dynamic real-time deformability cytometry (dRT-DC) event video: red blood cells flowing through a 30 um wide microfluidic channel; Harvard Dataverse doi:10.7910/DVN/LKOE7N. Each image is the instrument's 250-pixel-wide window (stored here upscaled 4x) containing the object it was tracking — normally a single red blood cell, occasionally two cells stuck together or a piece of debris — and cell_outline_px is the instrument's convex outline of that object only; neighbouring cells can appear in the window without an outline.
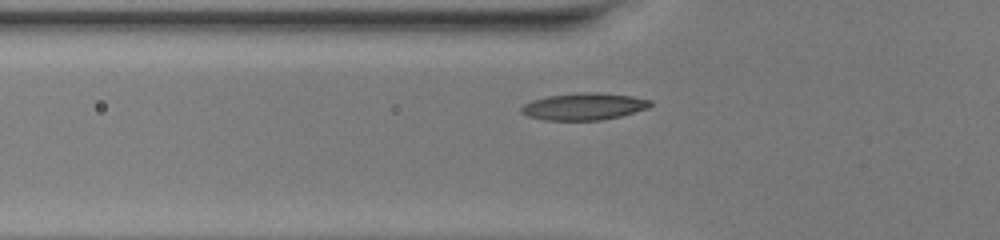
{"species": "common noctule bat (a hibernating species)", "species_latin": "Nyctalus noctula", "temperature_condition": "warm", "stored_images_in_passage": 40, "camera_frame_rate_fps": 3000, "um_per_image_px": 0.085, "animal": {"sex": "female", "body_mass_g": 20.0, "forearm_length_mm": 54.0}, "frame": {"image": 1, "passage_image": 8, "time_ms": 2.333, "image_size_px": [1000, 240], "cell_outline_px": [[652, 104], [648, 108], [620, 116], [600, 120], [544, 120], [528, 116], [520, 112], [520, 108], [524, 104], [532, 100], [548, 96], [580, 92], [600, 92], [632, 96], [652, 100]], "centroid_in_image_um": [49.63, 9.04], "position_along_channel_um": 76.2, "area_um2": 20.35}}
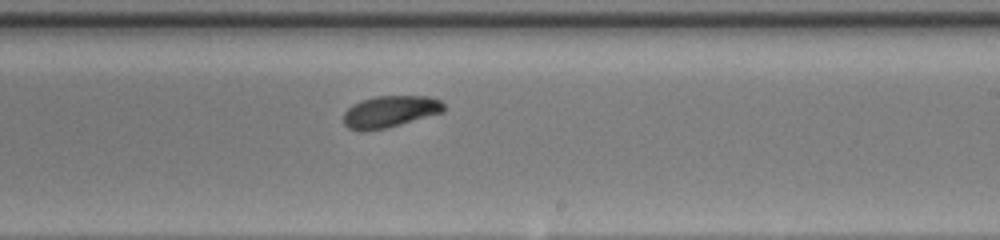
{"frame": {"image": 2, "passage_image": 21, "time_ms": 6.667, "image_size_px": [1000, 240], "cell_outline_px": [[444, 112], [400, 124], [384, 128], [360, 132], [348, 128], [344, 124], [344, 112], [352, 104], [360, 100], [376, 96], [428, 96], [440, 100], [444, 104]], "centroid_in_image_um": [33.13, 9.48], "position_along_channel_um": 255.9, "area_um2": 18.55}}
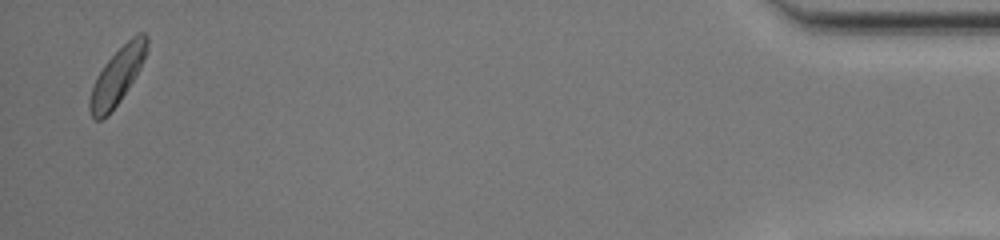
{"frame": {"image": 3, "passage_image": 39, "time_ms": 12.667, "image_size_px": [1000, 240], "cell_outline_px": [[148, 48], [140, 68], [136, 76], [120, 100], [108, 116], [100, 120], [96, 120], [92, 116], [88, 108], [88, 100], [96, 76], [104, 64], [136, 32], [144, 32], [148, 36]], "centroid_in_image_um": [9.96, 6.47], "position_along_channel_um": 425.2, "area_um2": 18.84}}